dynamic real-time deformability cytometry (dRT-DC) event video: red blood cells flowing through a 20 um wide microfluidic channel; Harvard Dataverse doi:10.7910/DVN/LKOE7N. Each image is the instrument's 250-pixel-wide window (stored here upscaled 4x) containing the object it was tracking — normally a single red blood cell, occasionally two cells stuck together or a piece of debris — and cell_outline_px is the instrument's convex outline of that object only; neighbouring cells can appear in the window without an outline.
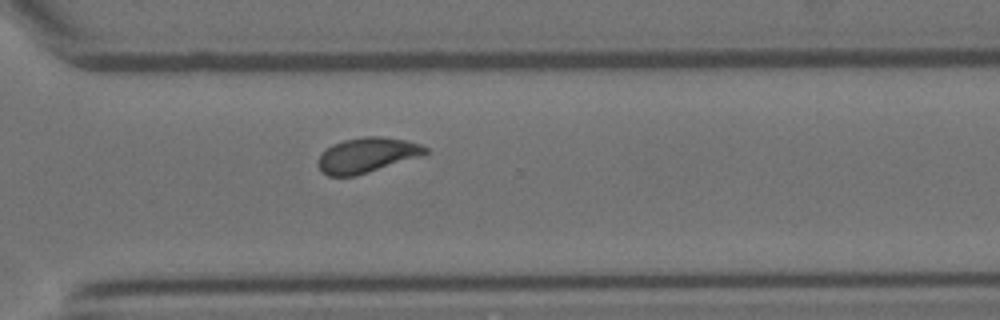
{"species": "Egyptian fruit bat (a non-hibernating species)", "species_latin": "Rousettus aegyptiacus", "temperature_condition": "room temperature", "stored_images_in_passage": 10, "camera_frame_rate_fps": 3000, "um_per_image_px": 0.085, "animal": {"sex": "female"}, "frame": {"image": 1, "passage_image": 10, "time_ms": 3.0, "image_size_px": [1000, 320], "cell_outline_px": [[428, 152], [356, 176], [328, 176], [320, 172], [320, 152], [332, 144], [344, 140], [364, 136], [380, 136], [404, 140], [420, 144], [428, 148]], "centroid_in_image_um": [31.12, 13.17], "position_along_channel_um": 339.5, "area_um2": 21.39}}